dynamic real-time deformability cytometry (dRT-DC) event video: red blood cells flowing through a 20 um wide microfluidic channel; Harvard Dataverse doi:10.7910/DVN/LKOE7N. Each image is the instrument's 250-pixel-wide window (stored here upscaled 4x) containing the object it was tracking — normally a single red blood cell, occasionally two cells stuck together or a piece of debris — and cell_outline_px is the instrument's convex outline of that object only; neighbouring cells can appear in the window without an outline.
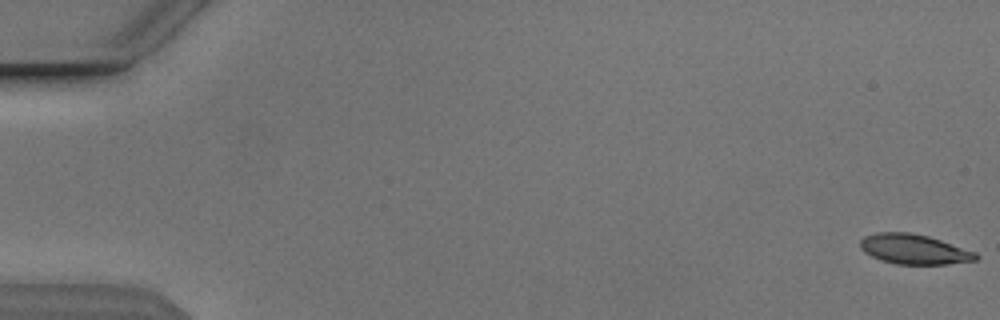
{"species": "Egyptian fruit bat (a non-hibernating species)", "species_latin": "Rousettus aegyptiacus", "temperature_condition": "cold", "stored_images_in_passage": 54, "camera_frame_rate_fps": 3000, "um_per_image_px": 0.085, "animal": {"sex": "male"}, "frame": {"image": 1, "passage_image": 1, "time_ms": 0.0, "image_size_px": [1000, 320], "cell_outline_px": [[980, 256], [976, 260], [948, 264], [896, 264], [880, 260], [864, 252], [860, 248], [860, 240], [864, 236], [876, 232], [908, 232], [928, 236], [976, 252]], "centroid_in_image_um": [77.67, 21.18], "position_along_channel_um": 7.3, "area_um2": 20.17}}
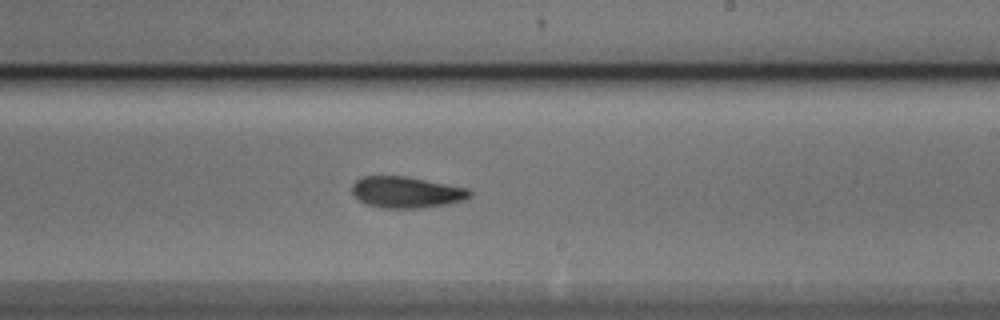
{"frame": {"image": 2, "passage_image": 33, "time_ms": 10.667, "image_size_px": [1000, 320], "cell_outline_px": [[472, 196], [464, 200], [444, 204], [420, 208], [384, 208], [368, 204], [360, 200], [352, 192], [352, 184], [356, 180], [364, 176], [404, 176], [468, 188], [472, 192]], "centroid_in_image_um": [34.55, 16.33], "position_along_channel_um": 254.4, "area_um2": 21.21}}
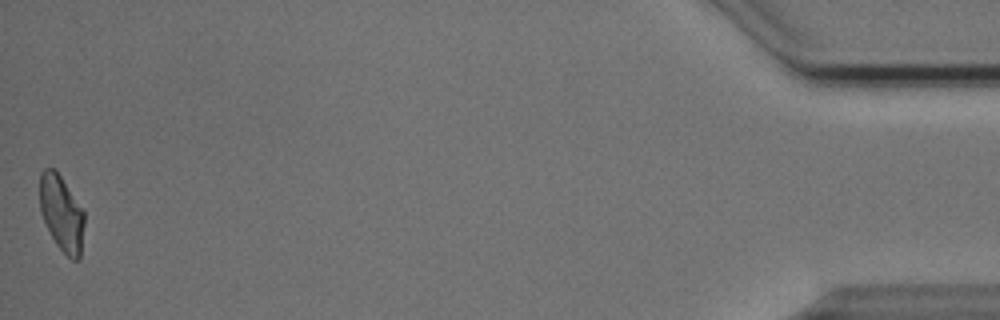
{"frame": {"image": 3, "passage_image": 54, "time_ms": 17.667, "image_size_px": [1000, 320], "cell_outline_px": [[84, 224], [80, 256], [76, 260], [72, 260], [56, 244], [40, 212], [40, 172], [44, 168], [52, 168], [60, 176], [84, 212]], "centroid_in_image_um": [5.22, 18.13], "position_along_channel_um": 430.0, "area_um2": 19.19}, "authors_computed_cell_mechanics": {"area_um2": 20.9814, "velocity_mm_per_s": 3.8414, "shape_relaxation_time_tau1_ms": 2.6525, "shape_relaxation_time_tau2_ms": 2.9608, "deformation_change_tau1": 0.1004, "deformation_change_tau2": 0.0878}}